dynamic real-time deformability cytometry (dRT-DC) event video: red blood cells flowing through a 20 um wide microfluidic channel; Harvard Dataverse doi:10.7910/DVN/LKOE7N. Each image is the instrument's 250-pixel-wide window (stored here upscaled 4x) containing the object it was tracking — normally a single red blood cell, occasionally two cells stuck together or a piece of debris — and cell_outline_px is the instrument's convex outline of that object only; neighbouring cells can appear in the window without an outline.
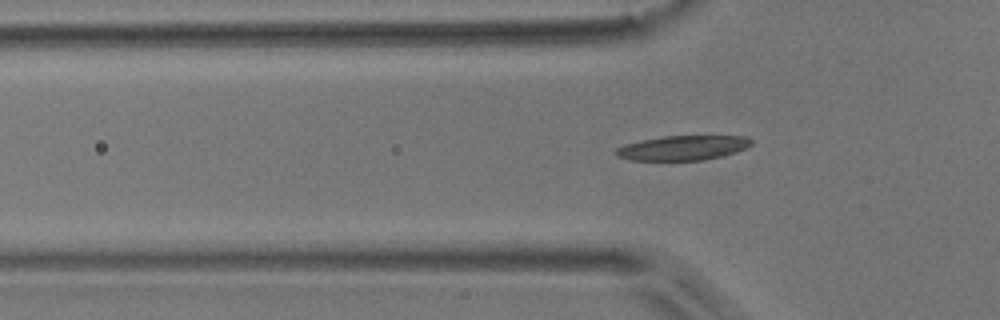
{"species": "common noctule bat (a hibernating species)", "species_latin": "Nyctalus noctula", "temperature_condition": "room temperature", "stored_images_in_passage": 4, "camera_frame_rate_fps": 3000, "um_per_image_px": 0.085, "animal": {"sex": "male", "body_mass_g": 17.9}, "frame": {"image": 1, "passage_image": 2, "time_ms": 0.333, "image_size_px": [1000, 320], "cell_outline_px": [[752, 144], [748, 148], [724, 156], [704, 160], [632, 160], [616, 156], [616, 148], [624, 144], [664, 136], [748, 136], [752, 140]], "centroid_in_image_um": [58.1, 12.57], "position_along_channel_um": 67.7, "area_um2": 19.48}}
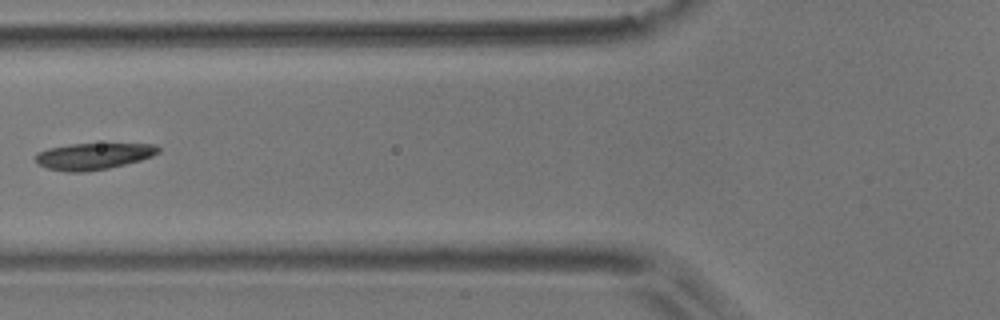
{"frame": {"image": 2, "passage_image": 3, "time_ms": 0.667, "image_size_px": [1000, 320], "cell_outline_px": [[160, 152], [152, 156], [140, 160], [108, 168], [84, 172], [64, 172], [48, 168], [40, 164], [36, 160], [36, 152], [48, 148], [72, 144], [156, 144], [160, 148]], "centroid_in_image_um": [7.94, 13.27], "position_along_channel_um": 117.9, "area_um2": 18.84}}
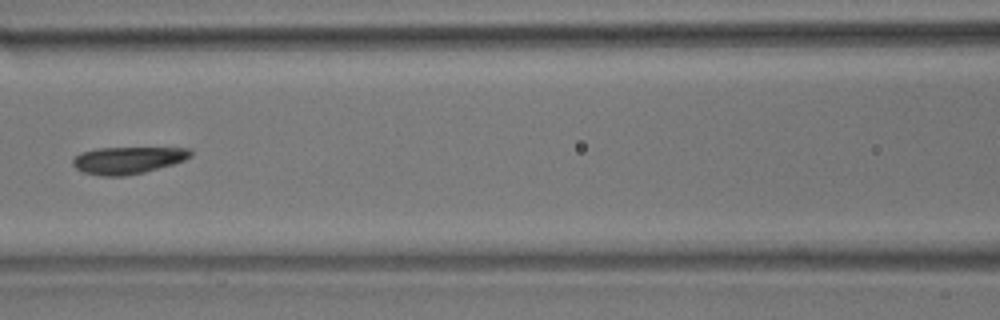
{"frame": {"image": 3, "passage_image": 4, "time_ms": 1.0, "image_size_px": [1000, 320], "cell_outline_px": [[192, 156], [184, 160], [172, 164], [144, 172], [124, 176], [100, 176], [84, 172], [76, 168], [72, 164], [72, 160], [80, 152], [96, 148], [188, 148], [192, 152]], "centroid_in_image_um": [10.84, 13.61], "position_along_channel_um": 155.8, "area_um2": 18.5}}